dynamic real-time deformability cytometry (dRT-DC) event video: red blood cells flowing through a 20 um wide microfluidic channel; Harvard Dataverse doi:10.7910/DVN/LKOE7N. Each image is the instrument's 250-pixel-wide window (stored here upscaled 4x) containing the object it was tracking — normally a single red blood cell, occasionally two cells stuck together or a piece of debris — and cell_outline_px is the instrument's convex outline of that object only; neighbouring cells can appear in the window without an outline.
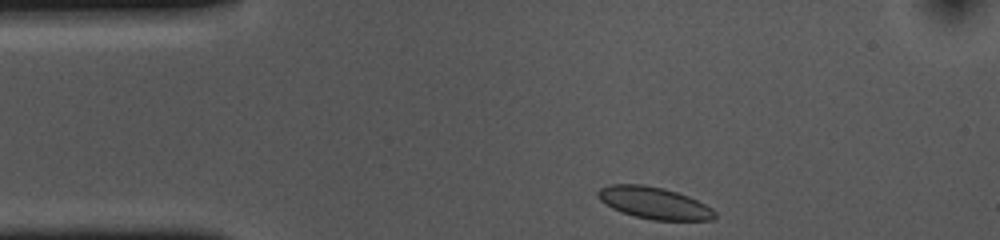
{"species": "common noctule bat (a hibernating species)", "species_latin": "Nyctalus noctula", "temperature_condition": "cold", "stored_images_in_passage": 35, "camera_frame_rate_fps": 3000, "um_per_image_px": 0.085, "animal": {"sex": "female", "body_mass_g": 10.0, "forearm_length_mm": 53.1}, "frame": {"image": 1, "passage_image": 1, "time_ms": 0.0, "image_size_px": [1000, 240], "cell_outline_px": [[716, 216], [712, 220], [652, 220], [620, 212], [612, 208], [600, 200], [596, 196], [596, 192], [600, 188], [612, 184], [644, 184], [664, 188], [688, 196], [712, 208], [716, 212]], "centroid_in_image_um": [55.58, 17.25], "position_along_channel_um": 29.4, "area_um2": 21.73}}
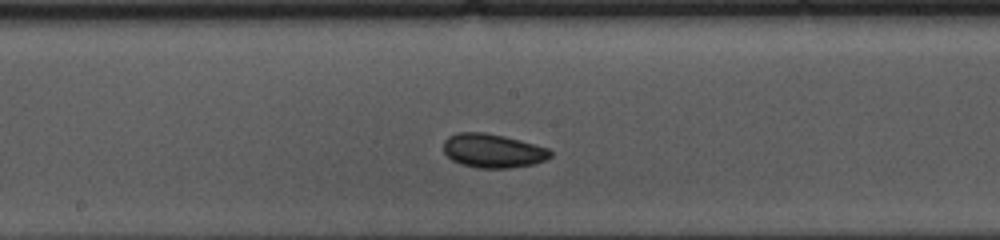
{"frame": {"image": 2, "passage_image": 19, "time_ms": 6.0, "image_size_px": [1000, 240], "cell_outline_px": [[552, 156], [544, 160], [532, 164], [508, 168], [476, 168], [460, 164], [452, 160], [444, 152], [444, 140], [448, 136], [456, 132], [484, 132], [504, 136], [520, 140], [548, 148], [552, 152]], "centroid_in_image_um": [41.86, 12.81], "position_along_channel_um": 206.3, "area_um2": 21.15}}
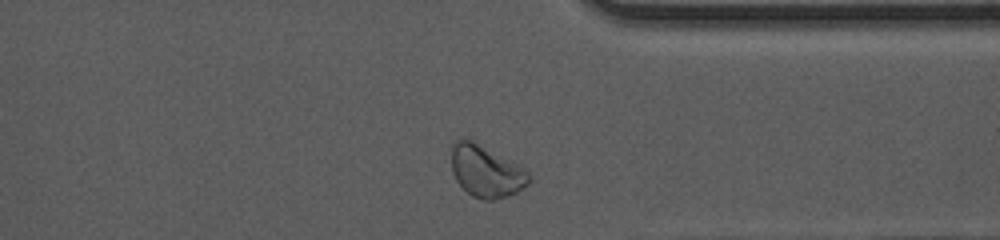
{"frame": {"image": 3, "passage_image": 33, "time_ms": 10.667, "image_size_px": [1000, 240], "cell_outline_px": [[532, 180], [528, 184], [516, 192], [492, 200], [480, 200], [472, 196], [456, 180], [452, 172], [452, 144], [456, 140], [472, 140], [516, 164], [528, 172], [532, 176]], "centroid_in_image_um": [41.31, 14.58], "position_along_channel_um": 370.1, "area_um2": 22.95}, "authors_computed_cell_mechanics": {"area_um2": 20.808, "velocity_mm_per_s": 3.6022, "shape_relaxation_time_tau1_ms": 1.4425, "shape_relaxation_time_tau2_ms": 5.481, "deformation_change_tau1": 0.0492, "deformation_change_tau2": 0.0684}}